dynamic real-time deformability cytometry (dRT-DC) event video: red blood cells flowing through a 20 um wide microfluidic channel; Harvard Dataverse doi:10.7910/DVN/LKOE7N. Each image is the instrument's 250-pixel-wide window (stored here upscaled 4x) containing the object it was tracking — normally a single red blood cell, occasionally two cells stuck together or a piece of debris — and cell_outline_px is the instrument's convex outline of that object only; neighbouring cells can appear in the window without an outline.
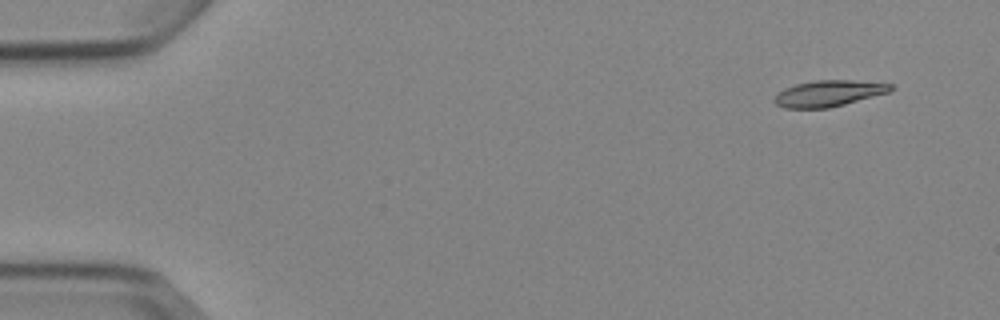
{"species": "Egyptian fruit bat (a non-hibernating species)", "species_latin": "Rousettus aegyptiacus", "temperature_condition": "cold", "stored_images_in_passage": 4, "camera_frame_rate_fps": 3000, "um_per_image_px": 0.085, "animal": {"sex": "female"}, "frame": {"image": 1, "passage_image": 1, "time_ms": 0.0, "image_size_px": [1000, 320], "cell_outline_px": [[896, 88], [892, 92], [828, 108], [784, 108], [776, 104], [772, 100], [784, 88], [796, 84], [812, 80], [852, 80], [892, 84]], "centroid_in_image_um": [70.48, 7.93], "position_along_channel_um": 14.5, "area_um2": 17.86}}